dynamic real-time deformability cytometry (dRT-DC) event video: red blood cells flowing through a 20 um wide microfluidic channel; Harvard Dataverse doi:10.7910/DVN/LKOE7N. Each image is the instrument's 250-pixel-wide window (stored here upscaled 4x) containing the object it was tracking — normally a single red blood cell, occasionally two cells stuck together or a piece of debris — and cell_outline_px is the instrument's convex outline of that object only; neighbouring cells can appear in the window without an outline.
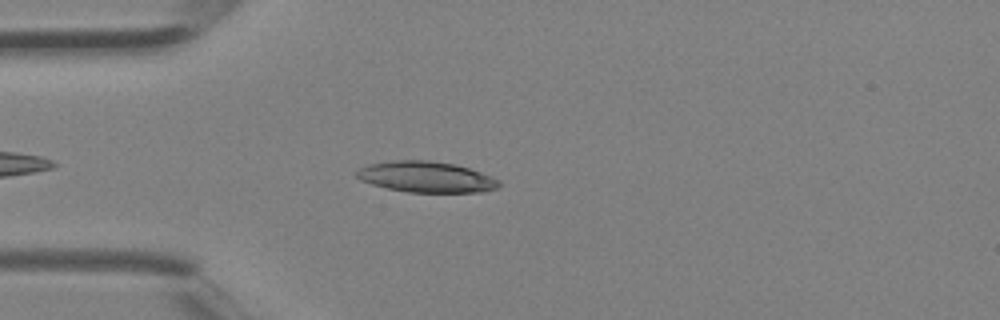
{"species": "Egyptian fruit bat (a non-hibernating species)", "species_latin": "Rousettus aegyptiacus", "temperature_condition": "room temperature", "stored_images_in_passage": 3, "camera_frame_rate_fps": 3000, "um_per_image_px": 0.085, "animal": {"sex": "female"}, "frame": {"image": 1, "passage_image": 3, "time_ms": 0.667, "image_size_px": [1000, 320], "cell_outline_px": [[500, 184], [496, 188], [484, 192], [408, 192], [388, 188], [372, 184], [360, 180], [356, 176], [356, 172], [360, 168], [368, 164], [392, 160], [428, 160], [456, 164], [480, 172], [500, 180]], "centroid_in_image_um": [36.22, 15.03], "position_along_channel_um": 48.8, "area_um2": 25.61}}